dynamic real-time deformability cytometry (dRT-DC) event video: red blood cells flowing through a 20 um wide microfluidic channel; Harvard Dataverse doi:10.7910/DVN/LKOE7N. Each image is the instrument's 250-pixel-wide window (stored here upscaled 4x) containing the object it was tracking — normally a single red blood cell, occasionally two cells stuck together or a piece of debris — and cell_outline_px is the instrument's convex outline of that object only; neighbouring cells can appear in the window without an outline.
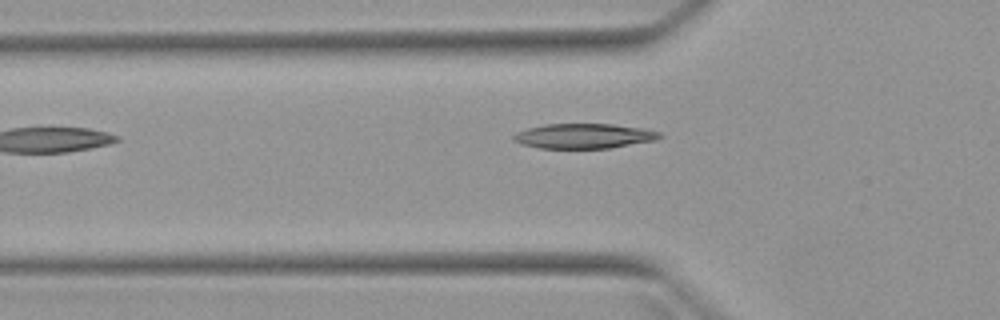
{"species": "Egyptian fruit bat (a non-hibernating species)", "species_latin": "Rousettus aegyptiacus", "temperature_condition": "warm", "stored_images_in_passage": 5, "camera_frame_rate_fps": 3000, "um_per_image_px": 0.085, "animal": {"sex": "female"}, "frame": {"image": 1, "passage_image": 5, "time_ms": 5.0, "image_size_px": [1000, 320], "cell_outline_px": [[664, 136], [656, 140], [608, 148], [540, 148], [520, 144], [512, 140], [512, 136], [516, 132], [528, 128], [544, 124], [612, 124], [640, 128], [660, 132]], "centroid_in_image_um": [49.6, 11.56], "position_along_channel_um": 76.2, "area_um2": 21.15}}